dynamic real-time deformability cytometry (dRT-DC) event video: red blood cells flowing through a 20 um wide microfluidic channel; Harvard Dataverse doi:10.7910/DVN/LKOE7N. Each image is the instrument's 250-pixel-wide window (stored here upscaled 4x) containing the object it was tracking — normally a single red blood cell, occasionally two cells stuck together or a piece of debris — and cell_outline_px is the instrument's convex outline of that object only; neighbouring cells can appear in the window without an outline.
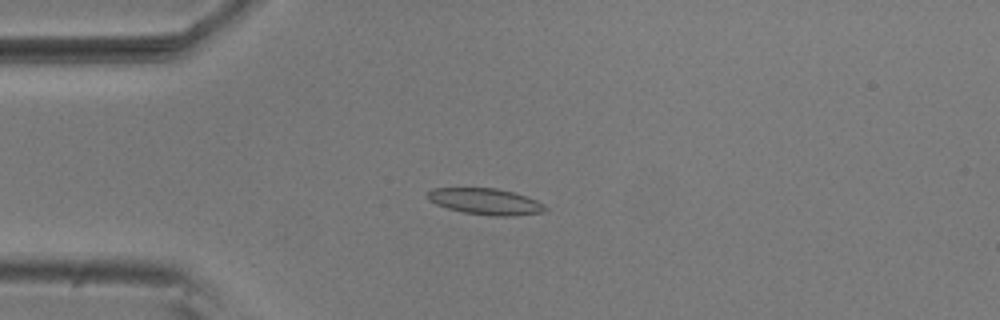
{"species": "common noctule bat (a hibernating species)", "species_latin": "Nyctalus noctula", "temperature_condition": "room temperature", "stored_images_in_passage": 6, "camera_frame_rate_fps": 3000, "um_per_image_px": 0.085, "animal": {"sex": "male", "body_mass_g": 20.5, "forearm_length_mm": 52.5}, "frame": {"image": 1, "passage_image": 4, "time_ms": 1.0, "image_size_px": [1000, 320], "cell_outline_px": [[548, 208], [544, 212], [512, 216], [492, 216], [464, 212], [448, 208], [436, 204], [428, 200], [428, 192], [432, 188], [496, 188], [512, 192], [536, 200], [544, 204]], "centroid_in_image_um": [41.28, 17.13], "position_along_channel_um": 43.7, "area_um2": 17.86}}
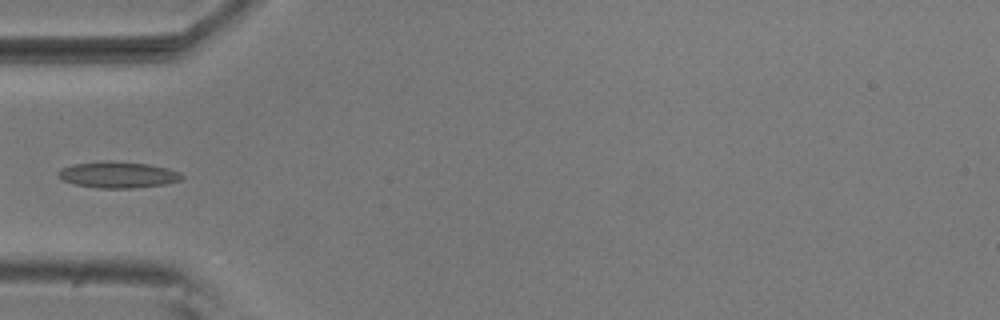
{"frame": {"image": 2, "passage_image": 5, "time_ms": 1.333, "image_size_px": [1000, 320], "cell_outline_px": [[184, 176], [180, 180], [164, 184], [132, 188], [96, 188], [76, 184], [64, 180], [56, 172], [72, 164], [108, 160], [148, 164], [168, 168], [180, 172]], "centroid_in_image_um": [10.05, 14.84], "position_along_channel_um": 75.0, "area_um2": 18.79}}
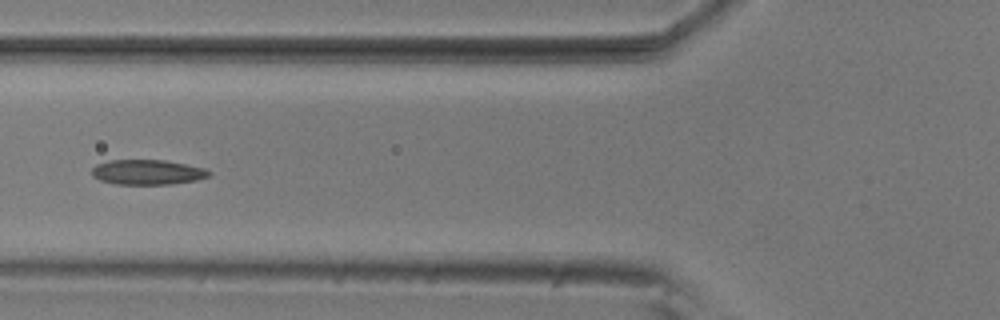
{"frame": {"image": 3, "passage_image": 6, "time_ms": 1.667, "image_size_px": [1000, 320], "cell_outline_px": [[212, 172], [208, 176], [196, 180], [172, 184], [116, 184], [100, 180], [92, 176], [92, 168], [96, 164], [108, 160], [164, 160], [204, 168]], "centroid_in_image_um": [12.5, 14.63], "position_along_channel_um": 113.3, "area_um2": 16.99}}